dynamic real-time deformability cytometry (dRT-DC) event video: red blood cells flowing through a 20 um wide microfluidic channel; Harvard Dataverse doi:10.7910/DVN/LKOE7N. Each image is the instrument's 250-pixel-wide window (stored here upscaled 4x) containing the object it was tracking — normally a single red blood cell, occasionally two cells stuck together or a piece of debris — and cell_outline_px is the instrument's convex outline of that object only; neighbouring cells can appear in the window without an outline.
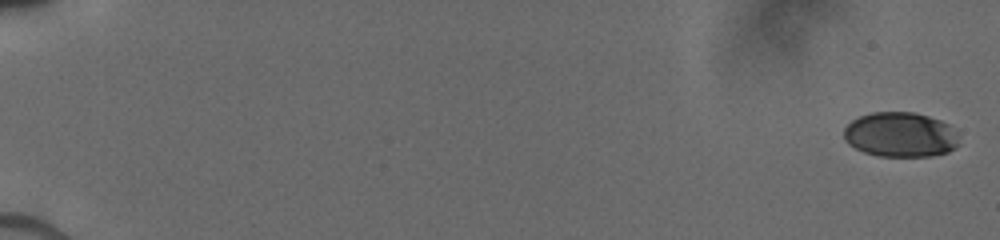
{"species": "human", "species_latin": "Homo sapiens", "temperature_condition": "cold", "stored_images_in_passage": 87, "camera_frame_rate_fps": 3000, "um_per_image_px": 0.085, "donor": {"sex": "male"}, "frame": {"image": 1, "passage_image": 1, "time_ms": 0.0, "image_size_px": [1000, 240], "cell_outline_px": [[960, 136], [956, 148], [948, 152], [928, 156], [880, 156], [864, 152], [848, 144], [844, 140], [844, 128], [852, 120], [860, 116], [872, 112], [912, 112], [928, 116], [940, 120], [948, 124]], "centroid_in_image_um": [76.54, 11.45], "position_along_channel_um": 8.5, "area_um2": 30.17}}
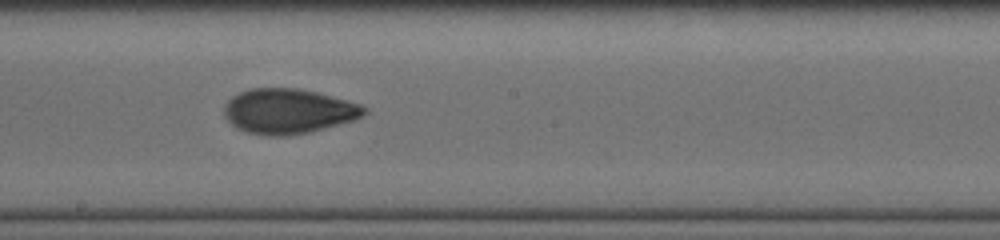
{"frame": {"image": 2, "passage_image": 42, "time_ms": 10.333, "image_size_px": [1000, 240], "cell_outline_px": [[368, 112], [364, 116], [352, 120], [324, 128], [308, 132], [288, 136], [268, 136], [248, 132], [236, 128], [224, 116], [224, 104], [232, 96], [248, 88], [296, 88], [316, 92], [348, 100], [360, 104], [368, 108]], "centroid_in_image_um": [24.5, 9.45], "position_along_channel_um": 223.7, "area_um2": 36.76}}
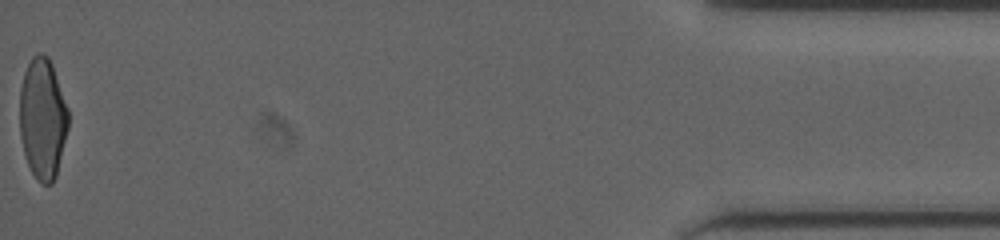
{"frame": {"image": 3, "passage_image": 86, "time_ms": 17.333, "image_size_px": [1000, 240], "cell_outline_px": [[68, 128], [56, 176], [52, 184], [40, 184], [36, 180], [28, 164], [24, 152], [20, 136], [20, 88], [24, 72], [32, 56], [40, 52], [48, 56], [68, 108]], "centroid_in_image_um": [3.62, 10.1], "position_along_channel_um": 431.6, "area_um2": 34.16}}